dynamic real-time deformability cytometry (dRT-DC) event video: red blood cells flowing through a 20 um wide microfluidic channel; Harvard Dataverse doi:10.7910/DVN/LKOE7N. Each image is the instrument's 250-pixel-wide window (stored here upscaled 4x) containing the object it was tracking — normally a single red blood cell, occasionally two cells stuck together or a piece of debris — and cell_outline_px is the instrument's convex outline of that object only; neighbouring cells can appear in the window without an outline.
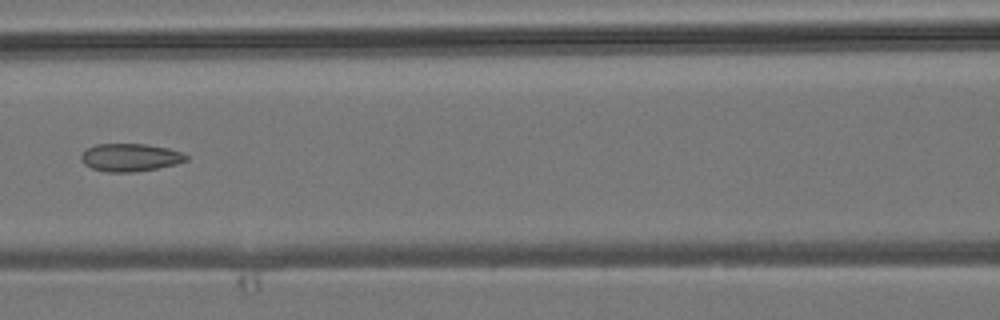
{"species": "common noctule bat (a hibernating species)", "species_latin": "Nyctalus noctula", "temperature_condition": "room temperature", "stored_images_in_passage": 6, "camera_frame_rate_fps": 3000, "um_per_image_px": 0.085, "animal": {"sex": "male", "body_mass_g": 19.2, "forearm_length_mm": 51.8}, "frame": {"image": 1, "passage_image": 6, "time_ms": 7.0, "image_size_px": [1000, 320], "cell_outline_px": [[188, 160], [176, 164], [156, 168], [132, 172], [108, 172], [92, 168], [84, 164], [80, 160], [80, 156], [88, 148], [96, 144], [148, 144], [168, 148], [180, 152], [188, 156]], "centroid_in_image_um": [11.06, 13.38], "position_along_channel_um": 155.5, "area_um2": 16.94}}